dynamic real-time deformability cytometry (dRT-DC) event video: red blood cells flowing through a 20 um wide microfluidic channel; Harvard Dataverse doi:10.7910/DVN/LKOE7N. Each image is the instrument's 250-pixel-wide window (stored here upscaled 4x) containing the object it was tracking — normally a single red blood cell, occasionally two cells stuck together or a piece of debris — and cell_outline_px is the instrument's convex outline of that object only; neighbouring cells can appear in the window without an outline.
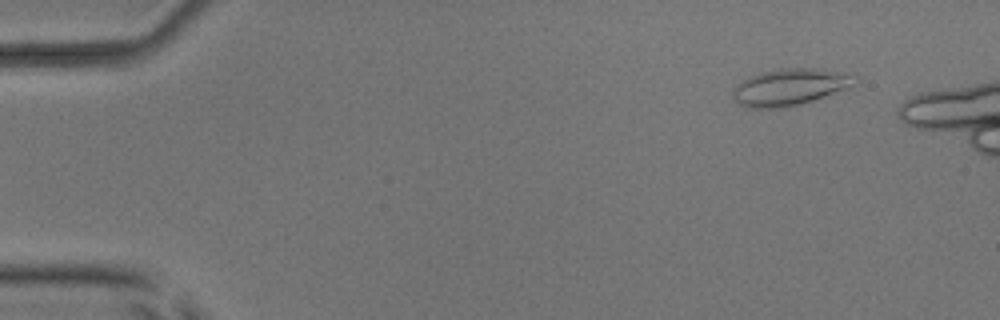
{"species": "common noctule bat (a hibernating species)", "species_latin": "Nyctalus noctula", "temperature_condition": "room temperature", "stored_images_in_passage": 6, "camera_frame_rate_fps": 3000, "um_per_image_px": 0.085, "animal": {"sex": "male", "body_mass_g": 17.9, "forearm_length_mm": 54.2}, "frame": {"image": 1, "passage_image": 2, "time_ms": 1.333, "image_size_px": [1000, 320], "cell_outline_px": [[856, 76], [852, 84], [844, 88], [824, 96], [800, 104], [784, 108], [748, 108], [740, 104], [732, 96], [732, 92], [736, 84], [740, 80], [748, 76], [760, 72], [780, 68], [820, 68]], "centroid_in_image_um": [67.02, 7.39], "position_along_channel_um": 18.0, "area_um2": 25.84}}